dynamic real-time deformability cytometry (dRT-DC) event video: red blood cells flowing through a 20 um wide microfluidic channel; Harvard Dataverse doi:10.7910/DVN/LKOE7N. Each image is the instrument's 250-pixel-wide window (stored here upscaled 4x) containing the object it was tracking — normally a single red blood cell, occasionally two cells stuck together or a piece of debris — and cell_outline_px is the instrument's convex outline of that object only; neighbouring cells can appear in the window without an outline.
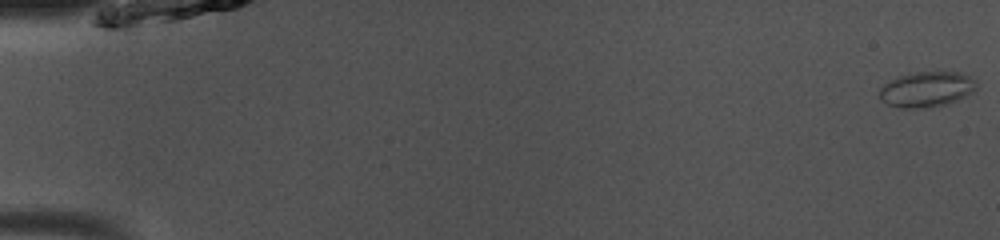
{"species": "common noctule bat (a hibernating species)", "species_latin": "Nyctalus noctula", "temperature_condition": "room temperature", "stored_images_in_passage": 50, "camera_frame_rate_fps": 3000, "um_per_image_px": 0.085, "animal": {"sex": "male", "body_mass_g": 13.0, "forearm_length_mm": 53.1}, "frame": {"image": 1, "passage_image": 1, "time_ms": 0.0, "image_size_px": [1000, 240], "cell_outline_px": [[976, 88], [972, 92], [956, 100], [944, 104], [924, 108], [900, 108], [888, 104], [880, 100], [880, 88], [884, 84], [900, 76], [916, 72], [960, 72], [976, 80]], "centroid_in_image_um": [78.75, 7.59], "position_along_channel_um": 6.2, "area_um2": 19.71}}
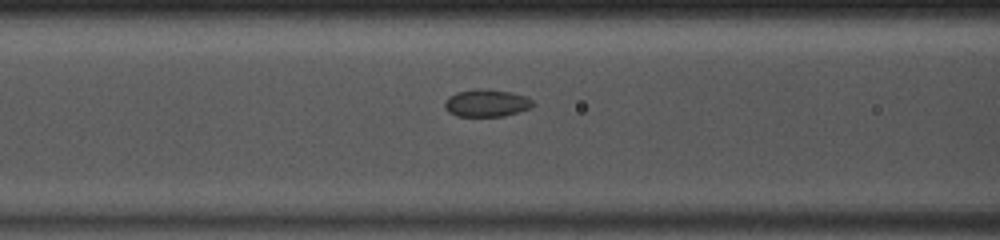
{"frame": {"image": 2, "passage_image": 21, "time_ms": 6.667, "image_size_px": [1000, 240], "cell_outline_px": [[536, 104], [532, 108], [504, 116], [456, 116], [448, 112], [444, 108], [444, 100], [448, 96], [456, 92], [476, 88], [484, 88], [512, 92], [524, 96], [532, 100]], "centroid_in_image_um": [41.34, 8.75], "position_along_channel_um": 125.3, "area_um2": 14.39}}
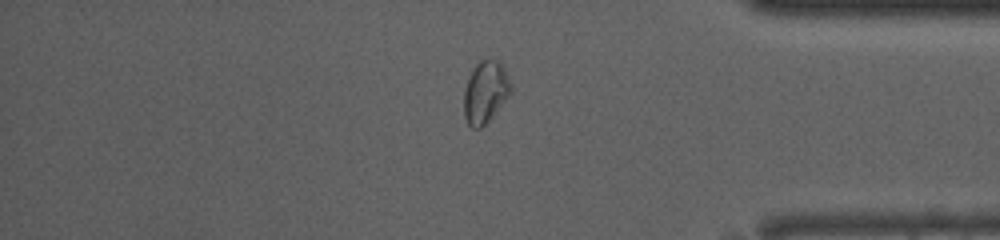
{"frame": {"image": 3, "passage_image": 42, "time_ms": 13.667, "image_size_px": [1000, 240], "cell_outline_px": [[512, 92], [488, 120], [480, 128], [472, 128], [468, 124], [464, 116], [464, 92], [472, 68], [480, 60], [500, 60], [504, 64], [512, 84]], "centroid_in_image_um": [41.28, 7.78], "position_along_channel_um": 393.9, "area_um2": 16.99}, "authors_computed_cell_mechanics": {"area_um2": 14.9413, "velocity_mm_per_s": 4.0915, "shape_relaxation_time_tau1_ms": null, "shape_relaxation_time_tau2_ms": 1.1901, "deformation_change_tau1": null, "deformation_change_tau2": 0.0441}}